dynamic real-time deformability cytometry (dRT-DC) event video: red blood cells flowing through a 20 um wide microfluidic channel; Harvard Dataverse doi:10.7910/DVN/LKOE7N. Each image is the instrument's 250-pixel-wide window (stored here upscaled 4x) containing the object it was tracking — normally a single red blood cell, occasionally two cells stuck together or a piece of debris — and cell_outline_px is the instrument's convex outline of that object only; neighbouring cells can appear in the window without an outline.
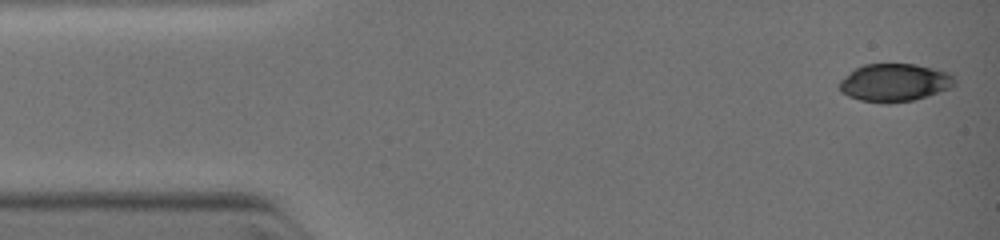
{"species": "common noctule bat (a hibernating species)", "species_latin": "Nyctalus noctula", "temperature_condition": "warm", "stored_images_in_passage": 18, "camera_frame_rate_fps": 3000, "um_per_image_px": 0.085, "animal": {"sex": "female", "body_mass_g": 19.0, "forearm_length_mm": 51.5}, "frame": {"image": 1, "passage_image": 1, "time_ms": 0.0, "image_size_px": [1000, 240], "cell_outline_px": [[956, 84], [952, 88], [928, 96], [912, 100], [888, 104], [884, 104], [860, 100], [848, 96], [840, 92], [836, 84], [844, 76], [856, 68], [864, 64], [916, 64], [952, 72], [956, 76]], "centroid_in_image_um": [76.07, 7.02], "position_along_channel_um": 8.9, "area_um2": 26.07}}
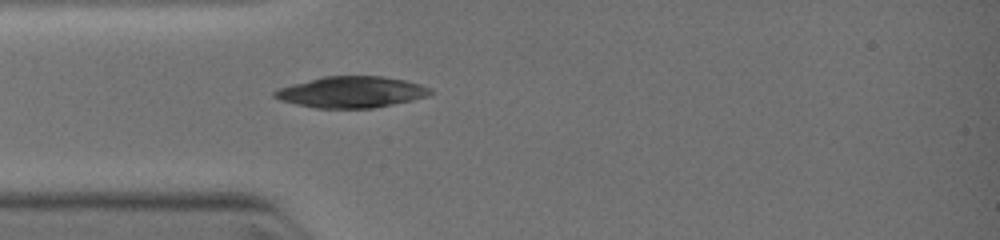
{"frame": {"image": 2, "passage_image": 14, "time_ms": 3.0, "image_size_px": [1000, 240], "cell_outline_px": [[436, 92], [428, 96], [412, 100], [372, 108], [316, 108], [296, 104], [280, 100], [272, 96], [272, 92], [276, 88], [324, 76], [384, 76], [404, 80], [420, 84], [432, 88]], "centroid_in_image_um": [29.87, 7.82], "position_along_channel_um": 55.1, "area_um2": 28.5}}